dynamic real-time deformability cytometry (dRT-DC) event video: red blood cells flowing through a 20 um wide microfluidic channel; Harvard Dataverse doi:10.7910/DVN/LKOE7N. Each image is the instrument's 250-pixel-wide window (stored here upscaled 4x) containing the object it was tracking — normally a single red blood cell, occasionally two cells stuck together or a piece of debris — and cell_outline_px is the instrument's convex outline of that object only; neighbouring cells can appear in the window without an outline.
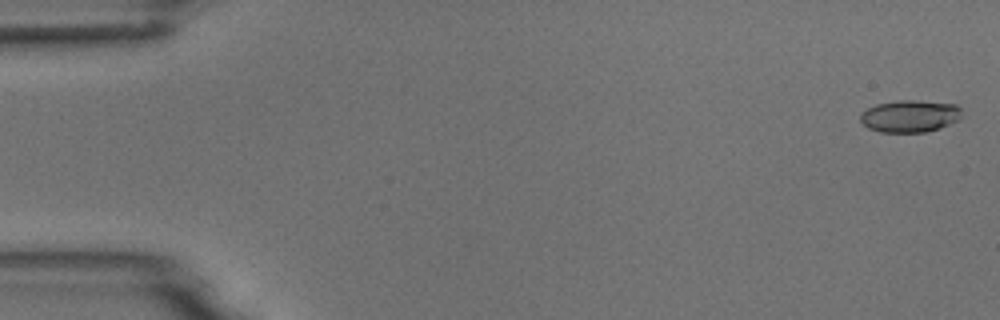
{"species": "common noctule bat (a hibernating species)", "species_latin": "Nyctalus noctula", "temperature_condition": "room temperature", "stored_images_in_passage": 4, "camera_frame_rate_fps": 3000, "um_per_image_px": 0.085, "animal": {"sex": "male", "body_mass_g": 18.8}, "frame": {"image": 1, "passage_image": 1, "time_ms": 0.0, "image_size_px": [1000, 320], "cell_outline_px": [[960, 120], [940, 128], [924, 132], [880, 132], [868, 128], [860, 120], [860, 112], [876, 104], [900, 100], [916, 100], [956, 104], [960, 108]], "centroid_in_image_um": [77.33, 9.87], "position_along_channel_um": 7.7, "area_um2": 19.07}}